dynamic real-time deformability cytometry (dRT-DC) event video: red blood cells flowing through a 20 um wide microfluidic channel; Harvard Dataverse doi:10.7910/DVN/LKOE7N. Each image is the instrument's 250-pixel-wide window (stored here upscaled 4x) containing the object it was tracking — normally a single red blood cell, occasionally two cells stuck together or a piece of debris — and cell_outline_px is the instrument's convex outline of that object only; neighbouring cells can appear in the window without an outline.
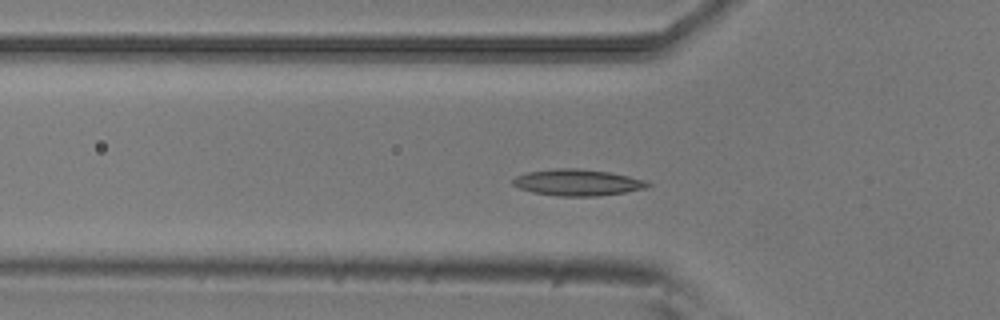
{"species": "common noctule bat (a hibernating species)", "species_latin": "Nyctalus noctula", "temperature_condition": "room temperature", "stored_images_in_passage": 51, "camera_frame_rate_fps": 3000, "um_per_image_px": 0.085, "animal": {"sex": "male", "body_mass_g": 20.5, "forearm_length_mm": 52.5}, "frame": {"image": 1, "passage_image": 14, "time_ms": 4.333, "image_size_px": [1000, 320], "cell_outline_px": [[652, 184], [648, 188], [624, 192], [596, 196], [556, 196], [532, 192], [520, 188], [512, 184], [512, 180], [516, 176], [528, 172], [556, 168], [576, 168], [608, 172], [628, 176], [644, 180]], "centroid_in_image_um": [49.08, 15.51], "position_along_channel_um": 76.7, "area_um2": 20.63}}
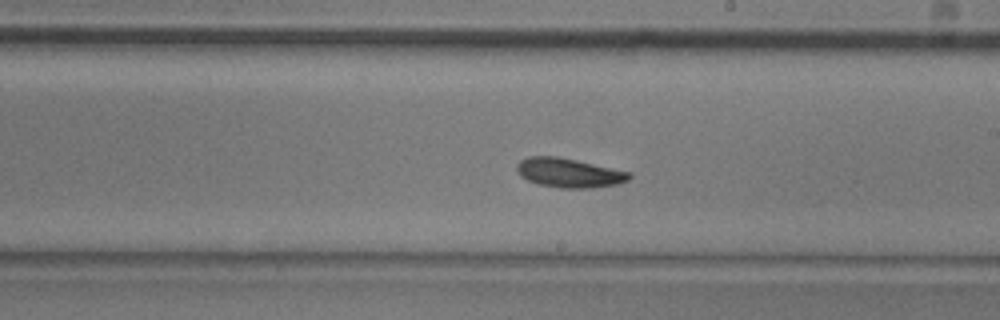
{"frame": {"image": 2, "passage_image": 27, "time_ms": 8.667, "image_size_px": [1000, 320], "cell_outline_px": [[632, 176], [628, 180], [616, 184], [592, 188], [560, 188], [540, 184], [528, 180], [520, 176], [516, 168], [516, 164], [520, 160], [528, 156], [556, 156], [576, 160], [632, 172]], "centroid_in_image_um": [48.36, 14.68], "position_along_channel_um": 240.6, "area_um2": 19.19}}
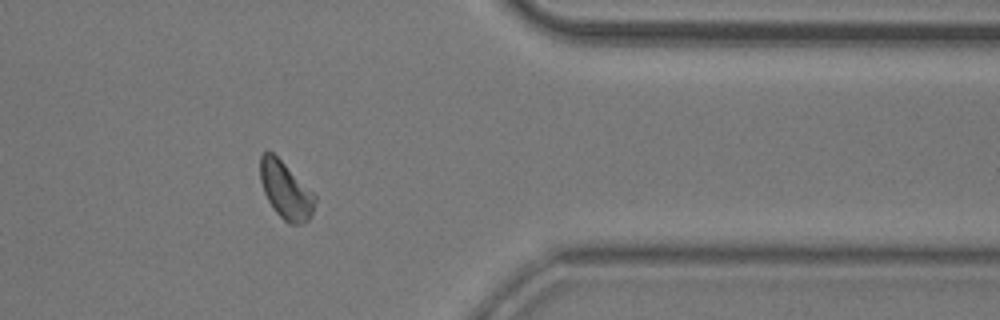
{"frame": {"image": 3, "passage_image": 40, "time_ms": 13.0, "image_size_px": [1000, 320], "cell_outline_px": [[316, 200], [312, 216], [304, 224], [288, 224], [272, 208], [264, 192], [260, 180], [260, 156], [268, 148], [316, 196]], "centroid_in_image_um": [24.27, 16.2], "position_along_channel_um": 387.1, "area_um2": 18.09}, "authors_computed_cell_mechanics": {"area_um2": 18.6116, "velocity_mm_per_s": 3.7687, "shape_relaxation_time_tau1_ms": 3.1027, "shape_relaxation_time_tau2_ms": null, "deformation_change_tau1": 0.0984, "deformation_change_tau2": null}}